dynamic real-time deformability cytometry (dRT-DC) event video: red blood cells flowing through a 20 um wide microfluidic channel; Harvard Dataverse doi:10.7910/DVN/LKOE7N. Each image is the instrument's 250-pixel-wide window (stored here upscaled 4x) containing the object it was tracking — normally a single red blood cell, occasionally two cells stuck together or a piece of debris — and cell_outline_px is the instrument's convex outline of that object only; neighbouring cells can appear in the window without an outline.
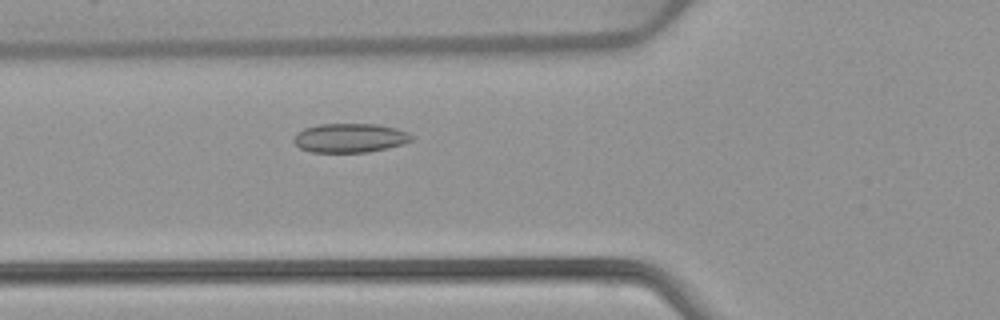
{"species": "common noctule bat (a hibernating species)", "species_latin": "Nyctalus noctula", "temperature_condition": "warm", "stored_images_in_passage": 48, "camera_frame_rate_fps": 3000, "um_per_image_px": 0.085, "animal": {"sex": "female", "body_mass_g": 22.7, "forearm_length_mm": 54.2}, "frame": {"image": 1, "passage_image": 15, "time_ms": 4.667, "image_size_px": [1000, 320], "cell_outline_px": [[412, 140], [404, 144], [388, 148], [368, 152], [312, 152], [300, 148], [292, 140], [304, 128], [320, 124], [376, 124], [396, 128], [408, 132], [412, 136]], "centroid_in_image_um": [29.78, 11.73], "position_along_channel_um": 96.0, "area_um2": 19.88}}
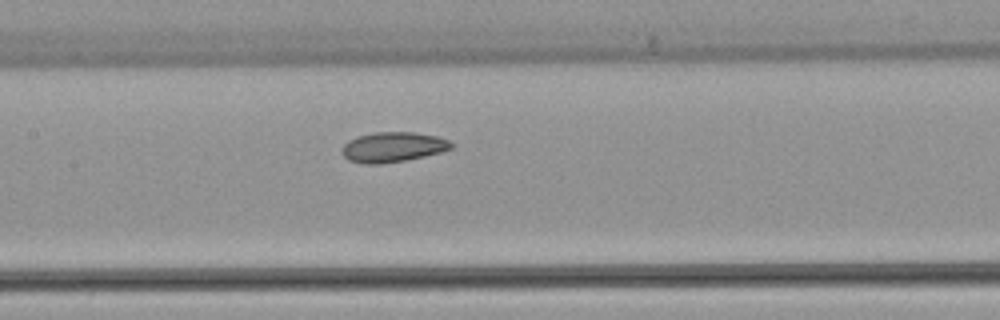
{"frame": {"image": 2, "passage_image": 21, "time_ms": 6.667, "image_size_px": [1000, 320], "cell_outline_px": [[452, 148], [440, 152], [408, 160], [380, 164], [364, 164], [348, 160], [340, 152], [340, 148], [348, 140], [360, 136], [376, 132], [412, 132], [436, 136], [448, 140], [452, 144]], "centroid_in_image_um": [33.35, 12.51], "position_along_channel_um": 174.1, "area_um2": 19.13}}
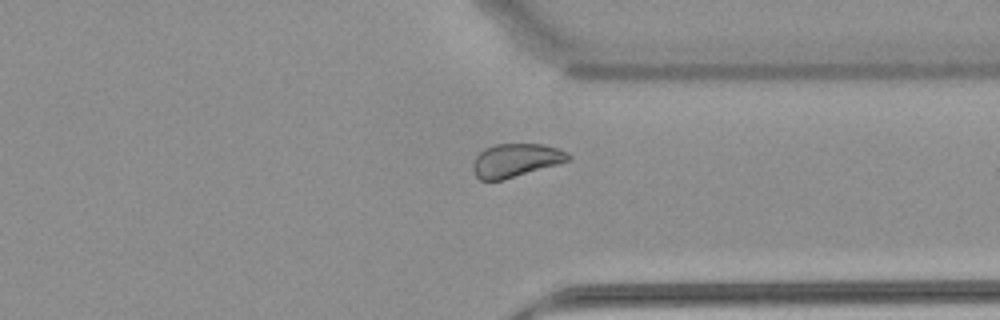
{"frame": {"image": 3, "passage_image": 36, "time_ms": 11.667, "image_size_px": [1000, 320], "cell_outline_px": [[572, 156], [568, 160], [556, 164], [504, 180], [480, 180], [476, 176], [472, 168], [472, 164], [476, 156], [484, 148], [496, 144], [544, 144], [560, 148], [568, 152]], "centroid_in_image_um": [43.83, 13.61], "position_along_channel_um": 367.6, "area_um2": 18.55}, "authors_computed_cell_mechanics": {"area_um2": 20.2011, "velocity_mm_per_s": 3.8818, "shape_relaxation_time_tau1_ms": null, "shape_relaxation_time_tau2_ms": 10.3022, "deformation_change_tau1": null, "deformation_change_tau2": 0.1089}}